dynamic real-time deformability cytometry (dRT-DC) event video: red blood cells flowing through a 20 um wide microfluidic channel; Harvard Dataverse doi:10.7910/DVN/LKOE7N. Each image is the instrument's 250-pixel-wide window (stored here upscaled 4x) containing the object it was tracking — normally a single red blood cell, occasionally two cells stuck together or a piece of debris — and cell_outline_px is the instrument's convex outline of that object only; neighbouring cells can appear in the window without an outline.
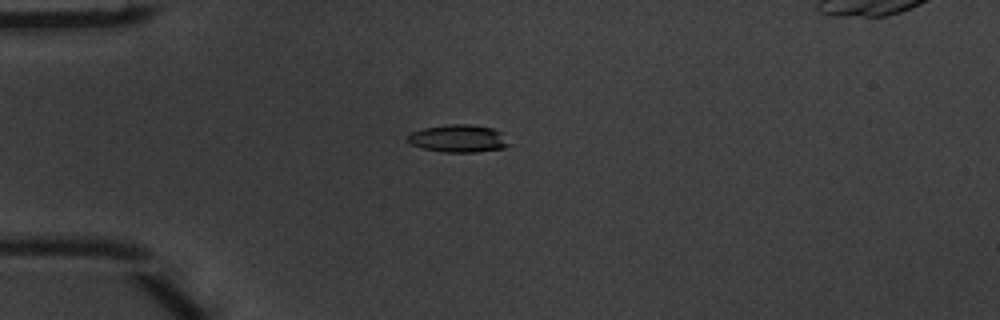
{"species": "common noctule bat (a hibernating species)", "species_latin": "Nyctalus noctula", "temperature_condition": "warm", "stored_images_in_passage": 4, "camera_frame_rate_fps": 3000, "um_per_image_px": 0.085, "animal": {"sex": "male", "body_mass_g": 20.1, "forearm_length_mm": 53.5}, "frame": {"image": 1, "passage_image": 3, "time_ms": 0.667, "image_size_px": [1000, 320], "cell_outline_px": [[512, 144], [504, 148], [476, 152], [444, 152], [424, 148], [412, 144], [408, 140], [408, 136], [412, 132], [424, 128], [452, 124], [468, 124], [492, 128], [500, 132]], "centroid_in_image_um": [39.02, 11.78], "position_along_channel_um": 46.0, "area_um2": 16.07}}